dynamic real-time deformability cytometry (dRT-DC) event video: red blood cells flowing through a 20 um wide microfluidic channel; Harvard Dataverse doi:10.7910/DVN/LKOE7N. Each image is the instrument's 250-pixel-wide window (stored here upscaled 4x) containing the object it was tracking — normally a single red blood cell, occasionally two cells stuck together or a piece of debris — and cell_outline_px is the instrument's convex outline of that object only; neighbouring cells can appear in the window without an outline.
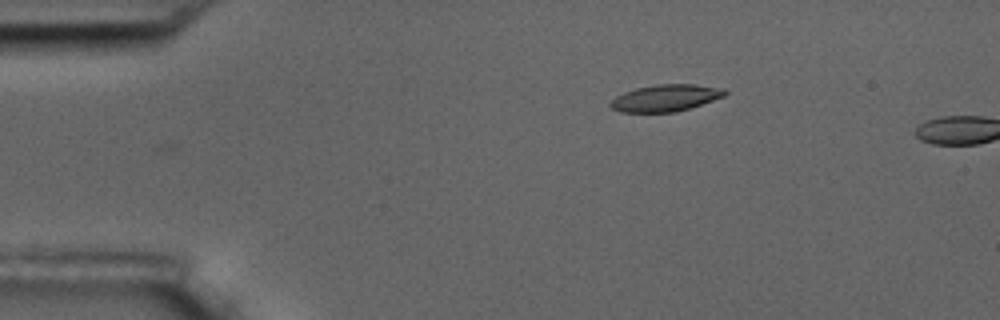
{"species": "common noctule bat (a hibernating species)", "species_latin": "Nyctalus noctula", "temperature_condition": "room temperature", "stored_images_in_passage": 2, "camera_frame_rate_fps": 3000, "um_per_image_px": 0.085, "animal": {"sex": "male", "body_mass_g": 17.5, "forearm_length_mm": 52.3}, "frame": {"image": 1, "passage_image": 1, "time_ms": 0.0, "image_size_px": [1000, 320], "cell_outline_px": [[728, 92], [724, 96], [676, 112], [620, 112], [612, 108], [608, 104], [616, 96], [624, 92], [636, 88], [656, 84], [692, 84], [724, 88]], "centroid_in_image_um": [56.55, 8.32], "position_along_channel_um": 28.5, "area_um2": 17.74}}